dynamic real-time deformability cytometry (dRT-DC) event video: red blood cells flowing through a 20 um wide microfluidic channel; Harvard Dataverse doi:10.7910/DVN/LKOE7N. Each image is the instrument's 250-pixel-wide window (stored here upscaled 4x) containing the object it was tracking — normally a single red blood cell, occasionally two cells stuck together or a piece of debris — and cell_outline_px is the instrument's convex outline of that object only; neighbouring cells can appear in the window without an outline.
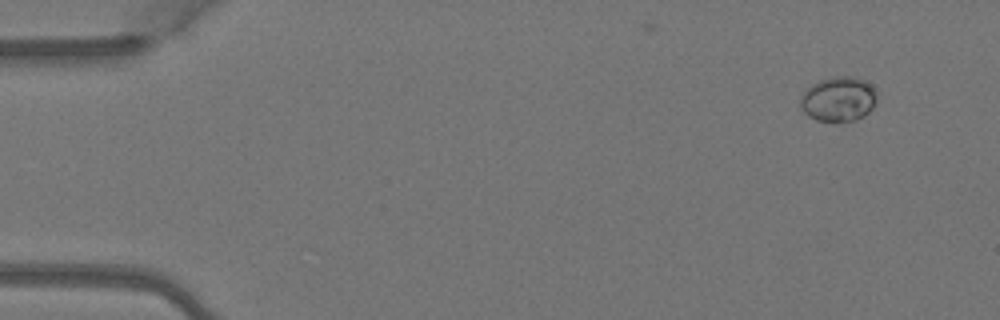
{"species": "Egyptian fruit bat (a non-hibernating species)", "species_latin": "Rousettus aegyptiacus", "temperature_condition": "warm", "stored_images_in_passage": 4, "camera_frame_rate_fps": 3000, "um_per_image_px": 0.085, "animal": {"sex": "female"}, "frame": {"image": 1, "passage_image": 2, "time_ms": 0.333, "image_size_px": [1000, 320], "cell_outline_px": [[876, 104], [864, 116], [856, 120], [836, 124], [816, 120], [808, 116], [804, 112], [800, 104], [800, 96], [812, 84], [820, 80], [832, 76], [856, 76], [872, 84], [876, 92]], "centroid_in_image_um": [71.28, 8.45], "position_along_channel_um": 13.7, "area_um2": 20.58}}